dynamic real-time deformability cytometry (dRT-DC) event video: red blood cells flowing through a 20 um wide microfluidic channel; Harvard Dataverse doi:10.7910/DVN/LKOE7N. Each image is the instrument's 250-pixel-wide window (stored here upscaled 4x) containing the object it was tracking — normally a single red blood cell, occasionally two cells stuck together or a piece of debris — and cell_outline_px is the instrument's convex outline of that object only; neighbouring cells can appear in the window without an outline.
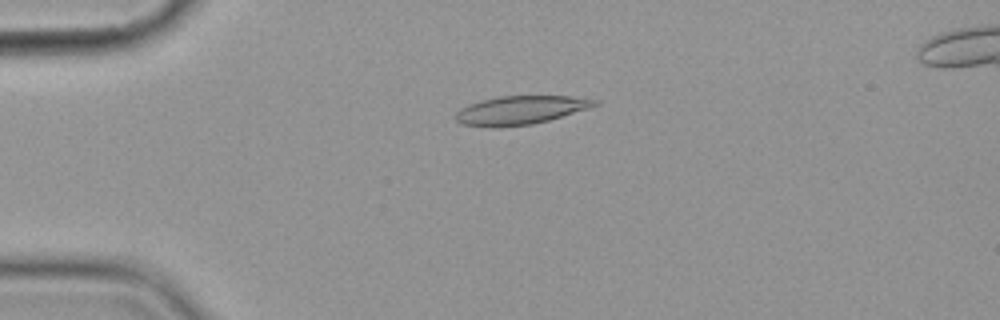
{"species": "common noctule bat (a hibernating species)", "species_latin": "Nyctalus noctula", "temperature_condition": "cold", "stored_images_in_passage": 5, "camera_frame_rate_fps": 3000, "um_per_image_px": 0.085, "animal": {"sex": "female", "body_mass_g": 19.9}, "frame": {"image": 1, "passage_image": 2, "time_ms": 1.0, "image_size_px": [1000, 320], "cell_outline_px": [[600, 104], [588, 108], [548, 120], [532, 124], [496, 128], [492, 128], [460, 124], [456, 120], [456, 112], [460, 108], [468, 104], [480, 100], [500, 96], [572, 96], [600, 100]], "centroid_in_image_um": [44.2, 9.36], "position_along_channel_um": 40.8, "area_um2": 23.29}}
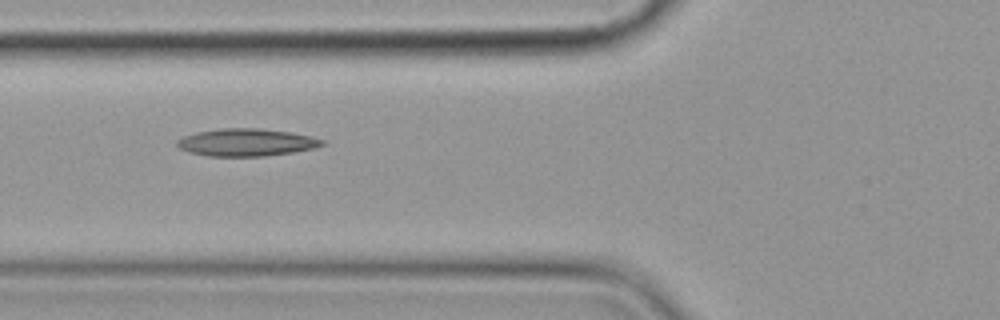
{"frame": {"image": 2, "passage_image": 4, "time_ms": 3.667, "image_size_px": [1000, 320], "cell_outline_px": [[324, 144], [312, 148], [292, 152], [264, 156], [208, 156], [188, 152], [180, 148], [176, 144], [176, 140], [184, 136], [196, 132], [220, 128], [256, 128], [292, 132], [324, 140]], "centroid_in_image_um": [20.89, 12.1], "position_along_channel_um": 104.9, "area_um2": 23.06}}
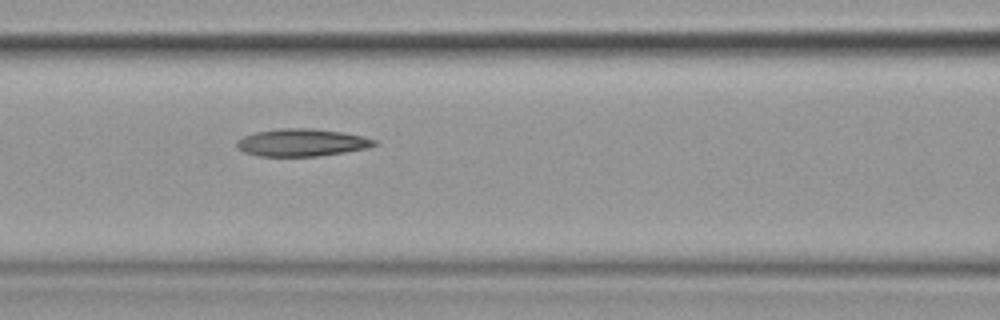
{"frame": {"image": 3, "passage_image": 5, "time_ms": 4.667, "image_size_px": [1000, 320], "cell_outline_px": [[380, 144], [368, 148], [344, 152], [316, 156], [260, 156], [244, 152], [236, 144], [236, 140], [244, 136], [256, 132], [280, 128], [312, 128], [340, 132], [364, 136], [376, 140]], "centroid_in_image_um": [25.68, 12.11], "position_along_channel_um": 140.9, "area_um2": 21.96}}